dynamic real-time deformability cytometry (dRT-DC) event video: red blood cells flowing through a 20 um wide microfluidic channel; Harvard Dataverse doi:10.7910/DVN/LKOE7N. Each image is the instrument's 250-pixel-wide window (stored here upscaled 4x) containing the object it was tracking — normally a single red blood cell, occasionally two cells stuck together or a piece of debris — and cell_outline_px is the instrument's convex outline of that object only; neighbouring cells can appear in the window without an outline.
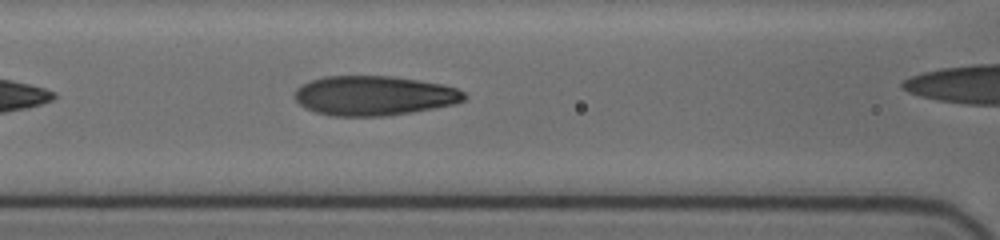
{"species": "human", "species_latin": "Homo sapiens", "temperature_condition": "cold", "stored_images_in_passage": 17, "segment_of_instrument_passage": [1, 2], "camera_frame_rate_fps": 3000, "um_per_image_px": 0.085, "donor": {"sex": "female"}, "frame": {"image": 1, "passage_image": 9, "time_ms": 2.0, "image_size_px": [1000, 240], "cell_outline_px": [[468, 96], [464, 100], [456, 104], [412, 112], [384, 116], [332, 116], [316, 112], [300, 104], [292, 96], [296, 88], [312, 80], [324, 76], [392, 76], [444, 84], [456, 88], [464, 92]], "centroid_in_image_um": [31.81, 8.13], "position_along_channel_um": 134.8, "area_um2": 39.25}}
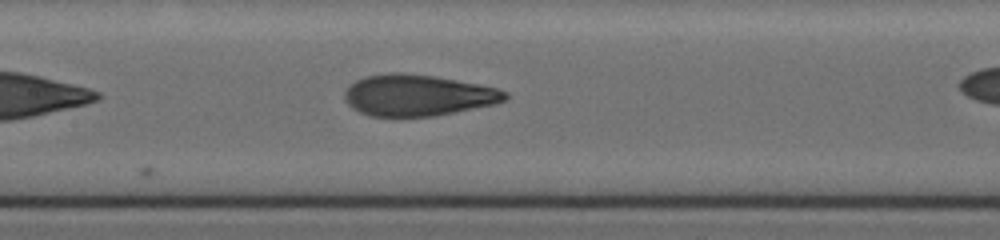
{"frame": {"image": 2, "passage_image": 13, "time_ms": 3.0, "image_size_px": [1000, 240], "cell_outline_px": [[508, 96], [504, 100], [492, 104], [432, 116], [368, 116], [352, 108], [344, 100], [344, 92], [356, 80], [364, 76], [388, 72], [404, 72], [432, 76], [476, 84], [496, 88], [508, 92]], "centroid_in_image_um": [35.44, 8.09], "position_along_channel_um": 172.0, "area_um2": 38.21}}
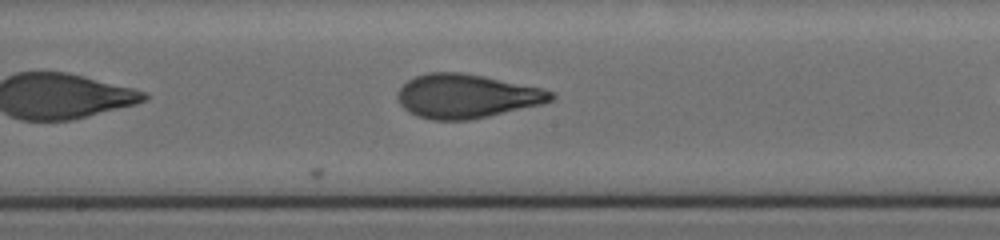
{"frame": {"image": 3, "passage_image": 15, "time_ms": 4.0, "image_size_px": [1000, 240], "cell_outline_px": [[556, 96], [552, 100], [540, 104], [488, 116], [468, 120], [432, 120], [416, 116], [408, 112], [396, 100], [396, 92], [408, 80], [416, 76], [428, 72], [460, 72], [484, 76], [544, 88], [552, 92]], "centroid_in_image_um": [39.62, 8.17], "position_along_channel_um": 208.6, "area_um2": 39.36}}